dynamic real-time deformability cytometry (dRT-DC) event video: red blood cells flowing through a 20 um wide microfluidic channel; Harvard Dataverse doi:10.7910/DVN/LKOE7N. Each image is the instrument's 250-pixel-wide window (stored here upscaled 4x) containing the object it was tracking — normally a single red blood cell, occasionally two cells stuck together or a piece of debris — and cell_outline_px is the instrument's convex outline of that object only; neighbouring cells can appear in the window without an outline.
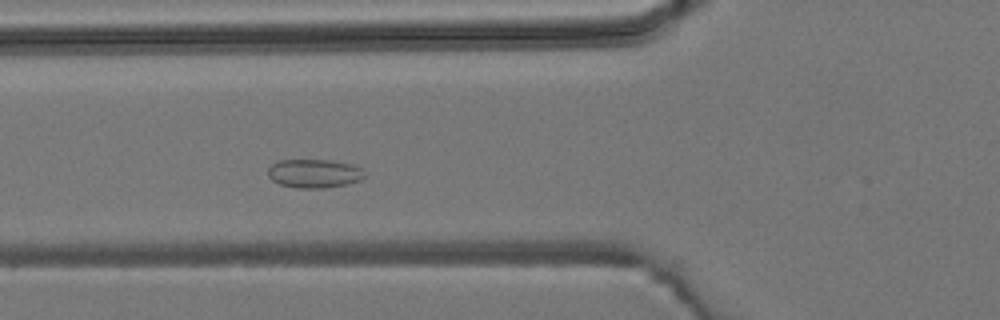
{"species": "common noctule bat (a hibernating species)", "species_latin": "Nyctalus noctula", "temperature_condition": "room temperature", "stored_images_in_passage": 4, "camera_frame_rate_fps": 3000, "um_per_image_px": 0.085, "animal": {"sex": "male", "body_mass_g": 19.2, "forearm_length_mm": 51.8}, "frame": {"image": 1, "passage_image": 4, "time_ms": 3.333, "image_size_px": [1000, 320], "cell_outline_px": [[364, 176], [360, 180], [344, 184], [324, 188], [296, 188], [280, 184], [272, 180], [268, 176], [268, 168], [276, 160], [332, 160], [352, 164], [360, 168]], "centroid_in_image_um": [26.66, 14.74], "position_along_channel_um": 99.1, "area_um2": 16.07}}